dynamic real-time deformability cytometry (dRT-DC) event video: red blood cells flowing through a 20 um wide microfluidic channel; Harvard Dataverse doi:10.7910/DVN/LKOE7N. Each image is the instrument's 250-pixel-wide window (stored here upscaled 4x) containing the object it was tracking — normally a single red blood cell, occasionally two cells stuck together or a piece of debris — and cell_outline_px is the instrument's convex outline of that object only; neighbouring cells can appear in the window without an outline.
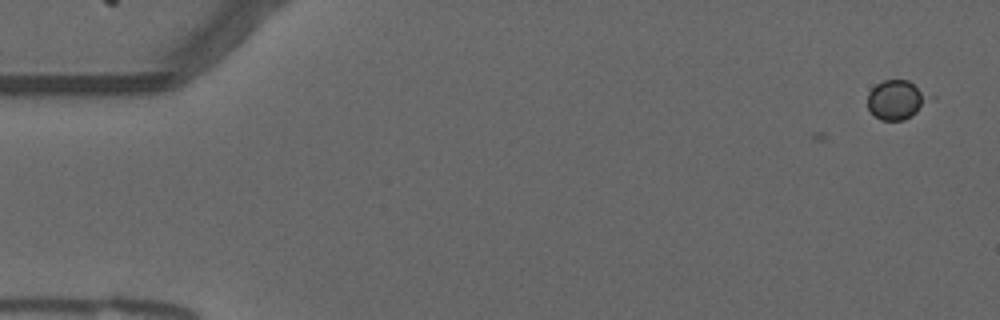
{"species": "common noctule bat (a hibernating species)", "species_latin": "Nyctalus noctula", "temperature_condition": "warm", "stored_images_in_passage": 9, "camera_frame_rate_fps": 3000, "um_per_image_px": 0.085, "animal": {"sex": "male", "forearm_length_mm": 52.5}, "frame": {"image": 1, "passage_image": 1, "time_ms": 0.0, "image_size_px": [1000, 320], "cell_outline_px": [[936, 96], [912, 116], [904, 120], [880, 120], [868, 108], [868, 92], [876, 84], [884, 80], [908, 80]], "centroid_in_image_um": [76.26, 8.46], "position_along_channel_um": 8.7, "area_um2": 14.39}}